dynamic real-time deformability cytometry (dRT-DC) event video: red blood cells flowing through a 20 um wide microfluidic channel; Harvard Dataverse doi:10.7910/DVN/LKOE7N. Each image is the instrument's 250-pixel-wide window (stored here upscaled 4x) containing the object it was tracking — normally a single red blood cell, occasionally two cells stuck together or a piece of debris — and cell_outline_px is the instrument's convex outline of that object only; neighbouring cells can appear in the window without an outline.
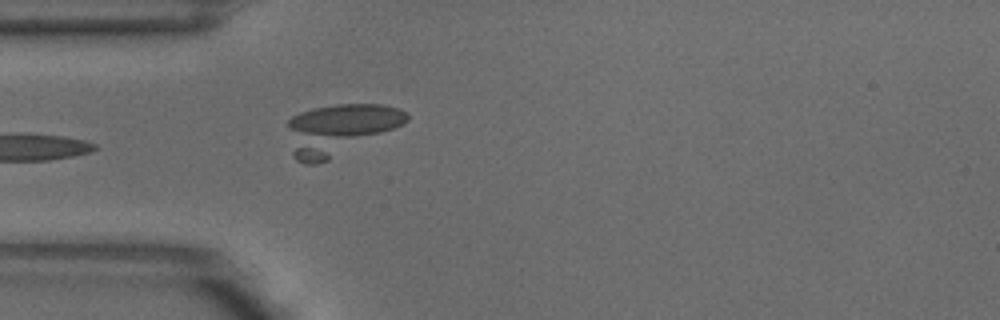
{"species": "common noctule bat (a hibernating species)", "species_latin": "Nyctalus noctula", "temperature_condition": "warm", "stored_images_in_passage": 3, "camera_frame_rate_fps": 3000, "um_per_image_px": 0.085, "animal": {"sex": "male", "body_mass_g": 18.8}, "frame": {"image": 1, "passage_image": 3, "time_ms": 0.667, "image_size_px": [1000, 320], "cell_outline_px": [[408, 120], [404, 124], [328, 160], [316, 164], [304, 164], [296, 160], [292, 156], [288, 124], [288, 120], [292, 116], [300, 112], [312, 108], [336, 104], [380, 104], [400, 108], [408, 112]], "centroid_in_image_um": [28.85, 10.98], "position_along_channel_um": 56.1, "area_um2": 35.08}}